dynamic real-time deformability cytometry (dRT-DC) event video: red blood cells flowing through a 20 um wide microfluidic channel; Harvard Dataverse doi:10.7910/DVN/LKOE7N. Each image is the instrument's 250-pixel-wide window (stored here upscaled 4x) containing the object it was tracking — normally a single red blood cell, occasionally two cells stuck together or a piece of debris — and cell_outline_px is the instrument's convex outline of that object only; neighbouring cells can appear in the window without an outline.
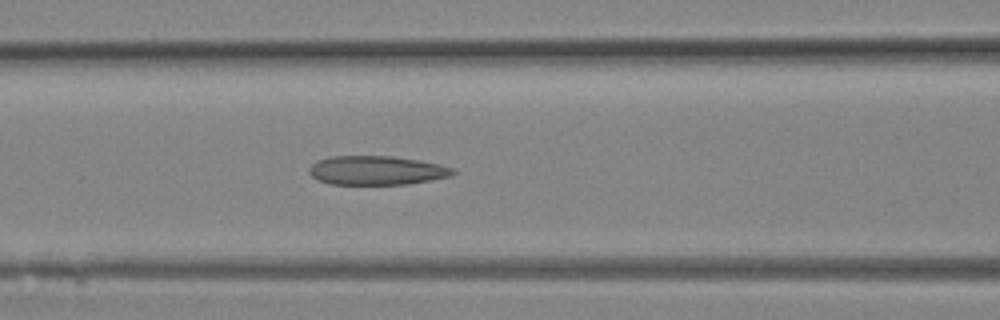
{"species": "Egyptian fruit bat (a non-hibernating species)", "species_latin": "Rousettus aegyptiacus", "temperature_condition": "room temperature", "stored_images_in_passage": 11, "camera_frame_rate_fps": 3000, "um_per_image_px": 0.085, "animal": {"sex": "female"}, "frame": {"image": 1, "passage_image": 11, "time_ms": 3.333, "image_size_px": [1000, 320], "cell_outline_px": [[456, 172], [452, 176], [408, 184], [328, 184], [316, 180], [308, 172], [308, 168], [316, 160], [332, 156], [392, 156], [420, 160], [440, 164], [456, 168]], "centroid_in_image_um": [32.01, 14.48], "position_along_channel_um": 134.6, "area_um2": 24.62}}